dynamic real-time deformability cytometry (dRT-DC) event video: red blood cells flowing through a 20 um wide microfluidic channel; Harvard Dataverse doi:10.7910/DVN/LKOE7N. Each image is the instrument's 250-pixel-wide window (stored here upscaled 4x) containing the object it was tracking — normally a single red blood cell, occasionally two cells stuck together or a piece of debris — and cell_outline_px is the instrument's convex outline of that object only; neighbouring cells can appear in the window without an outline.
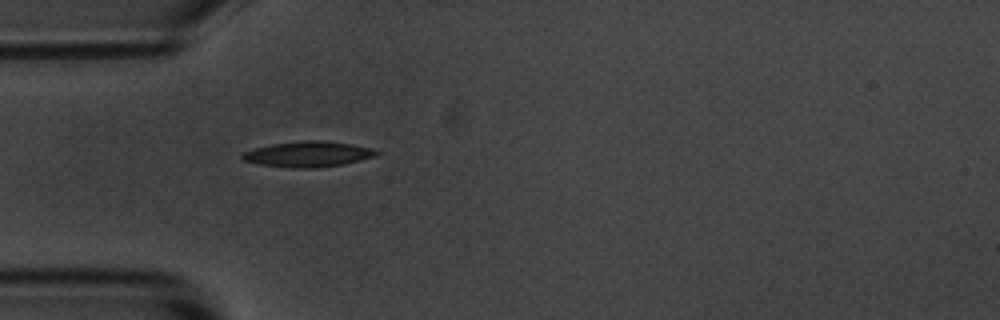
{"species": "common noctule bat (a hibernating species)", "species_latin": "Nyctalus noctula", "temperature_condition": "room temperature", "stored_images_in_passage": 40, "camera_frame_rate_fps": 3000, "um_per_image_px": 0.085, "animal": {"sex": "male", "body_mass_g": 20.1, "forearm_length_mm": 53.5}, "frame": {"image": 1, "passage_image": 1, "time_ms": 0.0, "image_size_px": [1000, 320], "cell_outline_px": [[380, 152], [376, 156], [360, 160], [340, 164], [316, 168], [292, 168], [260, 164], [244, 160], [240, 156], [244, 152], [256, 148], [272, 144], [304, 140], [320, 140], [352, 144], [372, 148]], "centroid_in_image_um": [26.21, 13.1], "position_along_channel_um": 58.8, "area_um2": 19.77}}
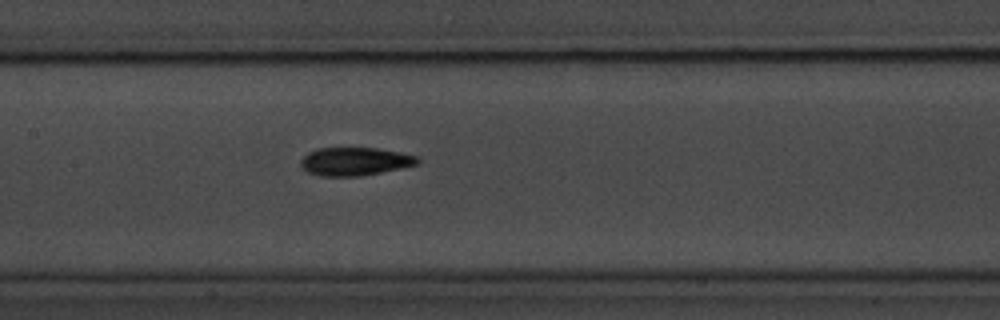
{"frame": {"image": 2, "passage_image": 11, "time_ms": 3.333, "image_size_px": [1000, 320], "cell_outline_px": [[420, 164], [360, 176], [320, 176], [308, 172], [300, 164], [300, 160], [308, 152], [316, 148], [380, 148], [400, 152], [416, 156], [420, 160]], "centroid_in_image_um": [30.17, 13.71], "position_along_channel_um": 177.2, "area_um2": 19.19}}
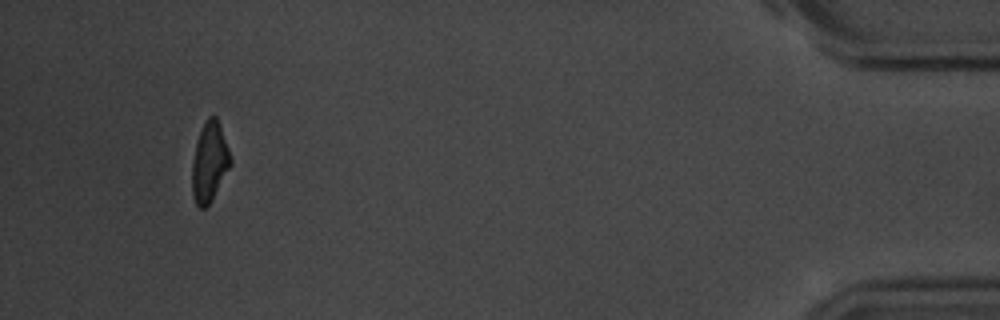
{"frame": {"image": 3, "passage_image": 37, "time_ms": 12.0, "image_size_px": [1000, 320], "cell_outline_px": [[232, 164], [212, 200], [204, 208], [200, 208], [196, 204], [192, 196], [192, 160], [196, 144], [204, 120], [208, 116], [216, 116], [228, 148], [232, 160]], "centroid_in_image_um": [17.8, 13.8], "position_along_channel_um": 417.4, "area_um2": 17.8}, "authors_computed_cell_mechanics": {"area_um2": 18.8717, "velocity_mm_per_s": 3.6057, "shape_relaxation_time_tau1_ms": 3.9671, "shape_relaxation_time_tau2_ms": 5.2382, "deformation_change_tau1": 0.1567, "deformation_change_tau2": 0.1111}}